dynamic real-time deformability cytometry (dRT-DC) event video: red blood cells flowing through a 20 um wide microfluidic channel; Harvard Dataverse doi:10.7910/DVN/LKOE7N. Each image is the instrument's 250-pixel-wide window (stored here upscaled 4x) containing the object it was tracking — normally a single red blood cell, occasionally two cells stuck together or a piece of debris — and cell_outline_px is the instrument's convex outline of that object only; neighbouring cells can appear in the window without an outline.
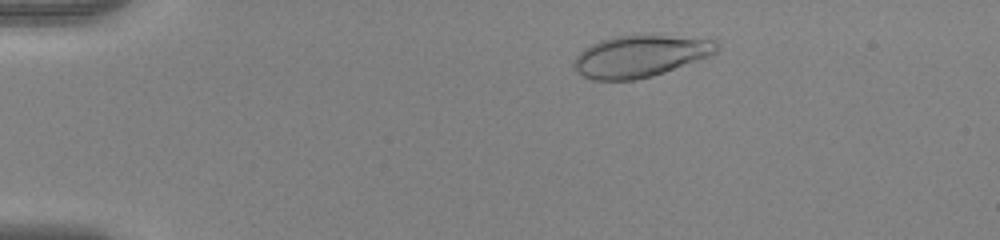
{"species": "human", "species_latin": "Homo sapiens", "temperature_condition": "warm", "stored_images_in_passage": 50, "camera_frame_rate_fps": 3000, "um_per_image_px": 0.085, "donor": {"sex": "female"}, "frame": {"image": 1, "passage_image": 7, "time_ms": 2.0, "image_size_px": [1000, 240], "cell_outline_px": [[720, 48], [716, 52], [708, 56], [664, 72], [652, 76], [632, 80], [592, 80], [580, 76], [576, 72], [572, 64], [576, 56], [584, 48], [600, 40], [612, 36], [648, 32], [716, 40], [720, 44]], "centroid_in_image_um": [54.4, 4.73], "position_along_channel_um": 30.6, "area_um2": 35.72}}
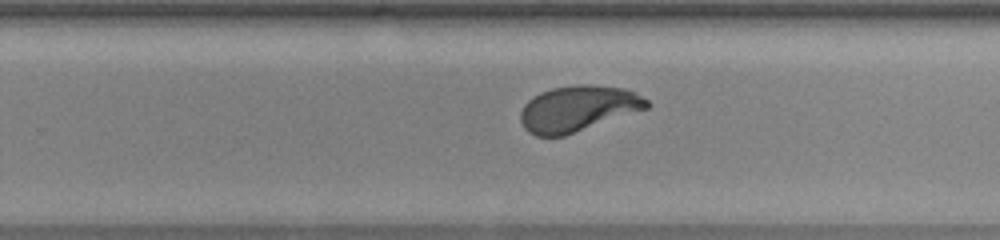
{"frame": {"image": 2, "passage_image": 32, "time_ms": 10.333, "image_size_px": [1000, 240], "cell_outline_px": [[652, 104], [648, 108], [564, 136], [536, 136], [528, 132], [524, 128], [520, 120], [520, 112], [524, 104], [532, 96], [540, 92], [552, 88], [576, 84], [592, 84], [624, 88], [636, 92], [648, 100]], "centroid_in_image_um": [49.12, 9.22], "position_along_channel_um": 280.7, "area_um2": 33.99}}
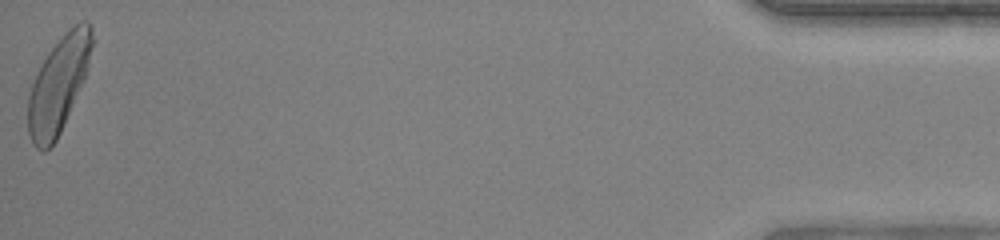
{"frame": {"image": 3, "passage_image": 50, "time_ms": 16.333, "image_size_px": [1000, 240], "cell_outline_px": [[96, 40], [84, 80], [60, 132], [56, 140], [44, 152], [40, 152], [32, 144], [28, 132], [28, 96], [32, 84], [48, 52], [64, 32], [68, 28], [80, 20], [88, 20], [92, 28]], "centroid_in_image_um": [5.01, 7.13], "position_along_channel_um": 430.2, "area_um2": 36.01}, "authors_computed_cell_mechanics": {"area_um2": 34.4199, "velocity_mm_per_s": 3.9273, "shape_relaxation_time_tau1_ms": 2.9984, "shape_relaxation_time_tau2_ms": null, "deformation_change_tau1": 0.1773, "deformation_change_tau2": null}}